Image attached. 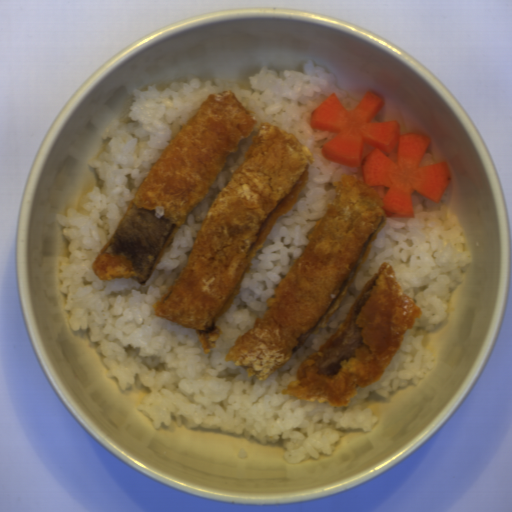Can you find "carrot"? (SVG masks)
I'll return each mask as SVG.
<instances>
[{"instance_id": "obj_1", "label": "carrot", "mask_w": 512, "mask_h": 512, "mask_svg": "<svg viewBox=\"0 0 512 512\" xmlns=\"http://www.w3.org/2000/svg\"><path fill=\"white\" fill-rule=\"evenodd\" d=\"M383 104L367 91L359 103L347 108L331 93L310 112L311 127L337 133L324 142L322 156L343 167L361 168L367 188L389 189L380 205L385 217L415 218L413 193L437 203L448 191L452 173L446 161L421 165L433 141L428 134L402 133L395 120L372 121ZM364 143L376 148L362 160ZM397 144L398 162H393L384 153Z\"/></svg>"}]
</instances>
